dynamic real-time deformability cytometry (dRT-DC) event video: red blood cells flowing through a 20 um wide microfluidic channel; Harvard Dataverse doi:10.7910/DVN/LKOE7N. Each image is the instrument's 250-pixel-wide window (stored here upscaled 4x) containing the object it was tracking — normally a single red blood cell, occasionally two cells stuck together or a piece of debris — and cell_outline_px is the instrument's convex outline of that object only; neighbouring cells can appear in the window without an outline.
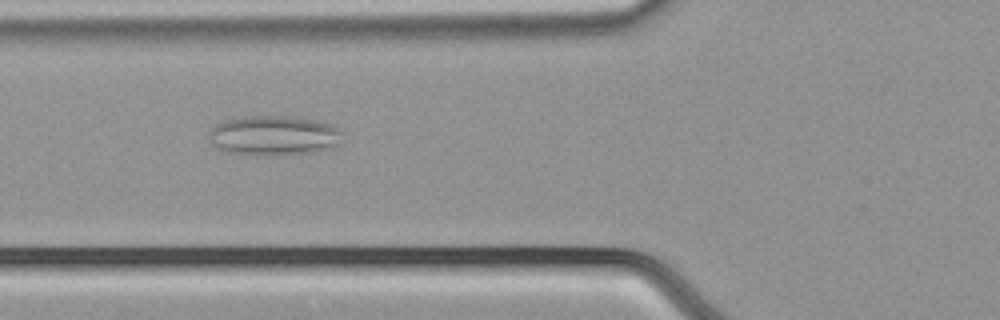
{"species": "common noctule bat (a hibernating species)", "species_latin": "Nyctalus noctula", "temperature_condition": "cold", "stored_images_in_passage": 55, "camera_frame_rate_fps": 3000, "um_per_image_px": 0.085, "animal": {"sex": "male", "body_mass_g": 21.5, "forearm_length_mm": 52.0}, "frame": {"image": 1, "passage_image": 21, "time_ms": 6.667, "image_size_px": [1000, 320], "cell_outline_px": [[344, 132], [340, 144], [328, 148], [308, 152], [272, 156], [232, 152], [216, 148], [212, 144], [208, 136], [208, 132], [216, 124], [224, 120], [244, 116], [284, 116], [316, 120], [332, 124], [340, 128]], "centroid_in_image_um": [23.29, 11.5], "position_along_channel_um": 102.5, "area_um2": 31.04}}
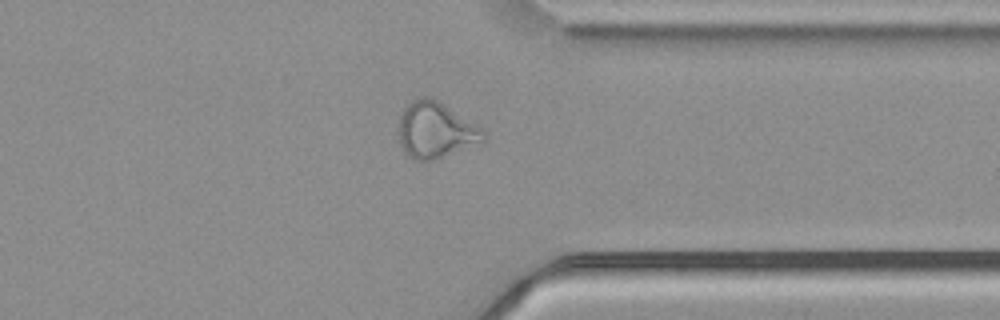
{"frame": {"image": 2, "passage_image": 43, "time_ms": 14.0, "image_size_px": [1000, 320], "cell_outline_px": [[484, 140], [432, 160], [416, 160], [408, 156], [400, 148], [400, 116], [404, 108], [408, 104], [420, 96], [432, 96], [480, 128], [484, 132]], "centroid_in_image_um": [36.96, 11.04], "position_along_channel_um": 374.4, "area_um2": 26.88}}
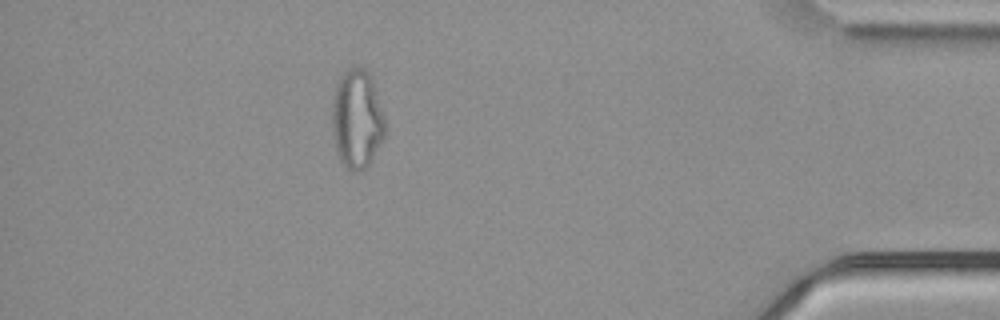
{"frame": {"image": 3, "passage_image": 49, "time_ms": 16.0, "image_size_px": [1000, 320], "cell_outline_px": [[384, 136], [368, 168], [356, 172], [352, 172], [340, 164], [332, 132], [332, 100], [336, 84], [340, 76], [348, 68], [364, 68], [368, 72], [372, 80], [384, 116]], "centroid_in_image_um": [30.31, 10.17], "position_along_channel_um": 404.9, "area_um2": 30.69}}